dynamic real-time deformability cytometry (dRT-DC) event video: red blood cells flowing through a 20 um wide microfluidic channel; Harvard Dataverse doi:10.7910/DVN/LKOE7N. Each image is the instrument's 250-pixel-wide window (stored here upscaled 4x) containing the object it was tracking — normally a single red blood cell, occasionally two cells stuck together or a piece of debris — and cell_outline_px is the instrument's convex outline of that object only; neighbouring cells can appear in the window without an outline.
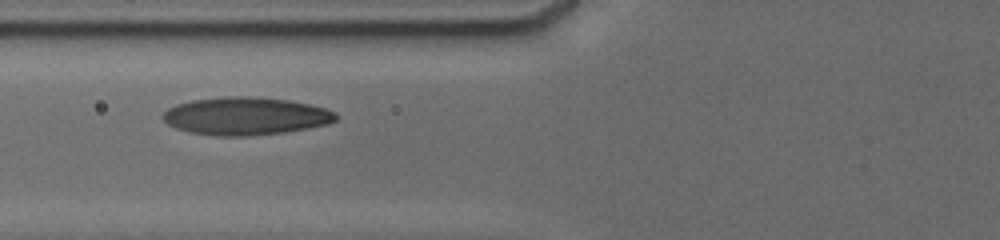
{"species": "human", "species_latin": "Homo sapiens", "temperature_condition": "cold", "stored_images_in_passage": 15, "camera_frame_rate_fps": 3000, "um_per_image_px": 0.085, "donor": {"sex": "male"}, "frame": {"image": 1, "passage_image": 11, "time_ms": 4.0, "image_size_px": [1000, 240], "cell_outline_px": [[336, 120], [328, 124], [284, 132], [248, 136], [216, 136], [192, 132], [176, 128], [168, 124], [160, 116], [168, 108], [176, 104], [192, 100], [228, 96], [252, 96], [288, 100], [328, 108], [336, 112]], "centroid_in_image_um": [20.87, 9.86], "position_along_channel_um": 104.9, "area_um2": 38.09}}
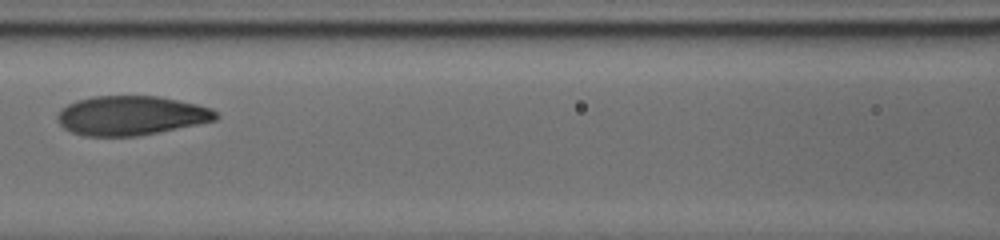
{"frame": {"image": 2, "passage_image": 13, "time_ms": 5.333, "image_size_px": [1000, 240], "cell_outline_px": [[220, 116], [216, 120], [136, 136], [84, 136], [72, 132], [64, 128], [60, 124], [56, 116], [60, 108], [76, 100], [92, 96], [160, 96], [196, 104], [212, 108]], "centroid_in_image_um": [11.11, 9.81], "position_along_channel_um": 155.5, "area_um2": 36.24}}
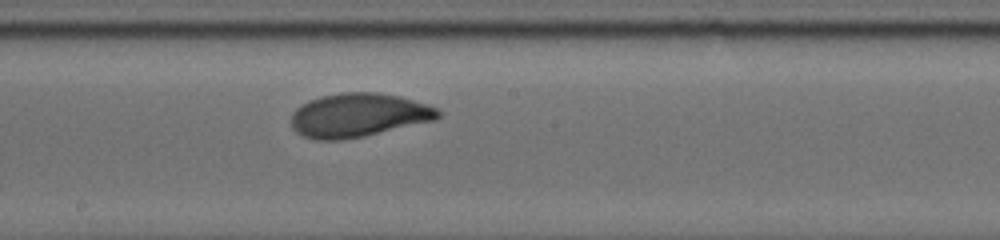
{"frame": {"image": 3, "passage_image": 15, "time_ms": 7.0, "image_size_px": [1000, 240], "cell_outline_px": [[440, 116], [436, 120], [364, 136], [340, 140], [316, 140], [304, 136], [296, 132], [292, 128], [292, 112], [296, 108], [308, 100], [320, 96], [340, 92], [376, 92], [400, 96], [428, 104], [436, 108], [440, 112]], "centroid_in_image_um": [30.46, 9.78], "position_along_channel_um": 217.7, "area_um2": 37.63}}